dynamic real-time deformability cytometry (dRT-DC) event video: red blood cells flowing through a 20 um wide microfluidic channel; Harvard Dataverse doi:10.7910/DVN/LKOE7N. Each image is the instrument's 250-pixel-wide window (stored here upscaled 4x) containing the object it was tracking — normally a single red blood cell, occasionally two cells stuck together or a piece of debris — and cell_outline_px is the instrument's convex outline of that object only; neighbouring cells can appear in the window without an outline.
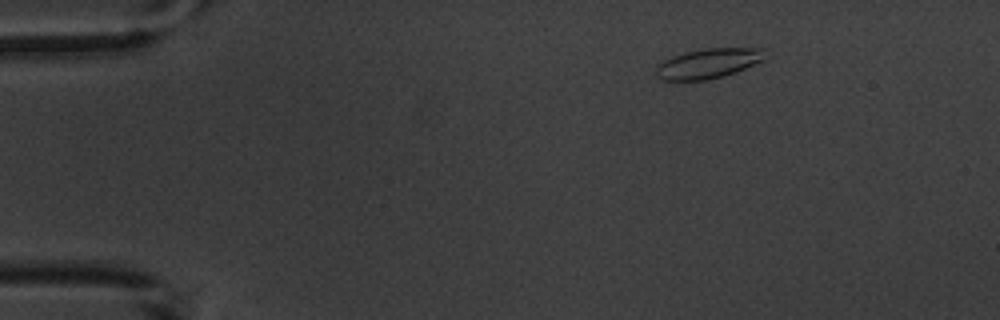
{"species": "common noctule bat (a hibernating species)", "species_latin": "Nyctalus noctula", "temperature_condition": "warm", "stored_images_in_passage": 8, "camera_frame_rate_fps": 3000, "um_per_image_px": 0.085, "animal": {"sex": "male", "body_mass_g": 20.1, "forearm_length_mm": 53.5}, "frame": {"image": 1, "passage_image": 1, "time_ms": 0.0, "image_size_px": [1000, 320], "cell_outline_px": [[764, 60], [724, 76], [708, 80], [660, 80], [656, 76], [656, 64], [672, 56], [684, 52], [704, 48], [764, 48]], "centroid_in_image_um": [60.15, 5.39], "position_along_channel_um": 24.8, "area_um2": 19.02}}
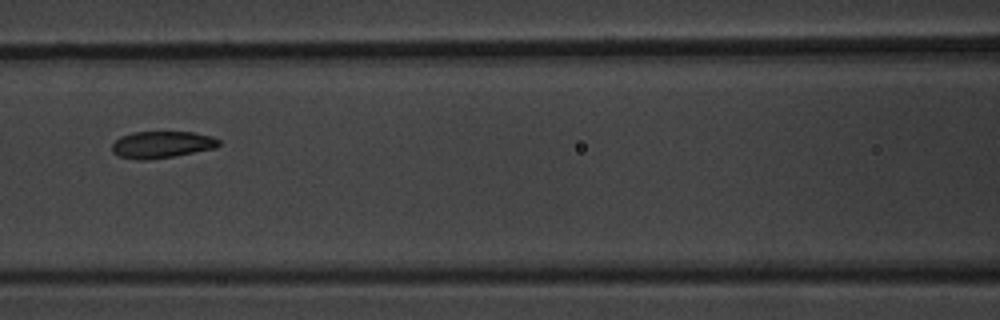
{"frame": {"image": 2, "passage_image": 6, "time_ms": 5.667, "image_size_px": [1000, 320], "cell_outline_px": [[220, 144], [216, 148], [172, 156], [148, 160], [136, 160], [116, 156], [112, 152], [112, 144], [120, 136], [132, 132], [192, 132], [212, 136], [220, 140]], "centroid_in_image_um": [13.72, 12.29], "position_along_channel_um": 152.9, "area_um2": 16.82}}
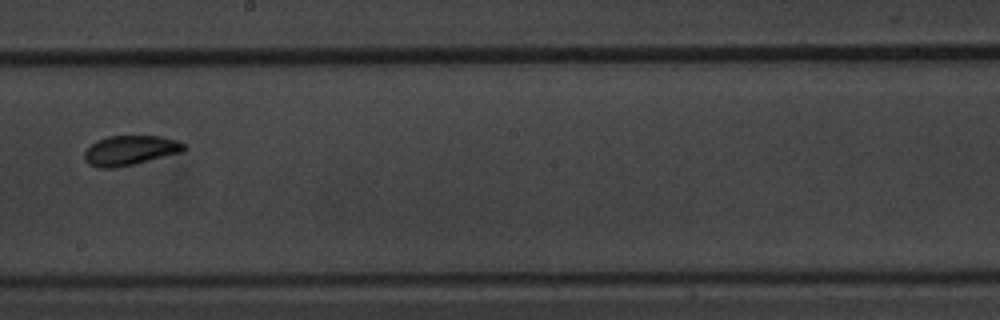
{"frame": {"image": 3, "passage_image": 8, "time_ms": 8.0, "image_size_px": [1000, 320], "cell_outline_px": [[188, 148], [184, 152], [116, 168], [96, 168], [88, 164], [84, 160], [84, 152], [96, 140], [108, 136], [160, 136], [180, 140]], "centroid_in_image_um": [11.09, 12.78], "position_along_channel_um": 237.1, "area_um2": 17.51}}